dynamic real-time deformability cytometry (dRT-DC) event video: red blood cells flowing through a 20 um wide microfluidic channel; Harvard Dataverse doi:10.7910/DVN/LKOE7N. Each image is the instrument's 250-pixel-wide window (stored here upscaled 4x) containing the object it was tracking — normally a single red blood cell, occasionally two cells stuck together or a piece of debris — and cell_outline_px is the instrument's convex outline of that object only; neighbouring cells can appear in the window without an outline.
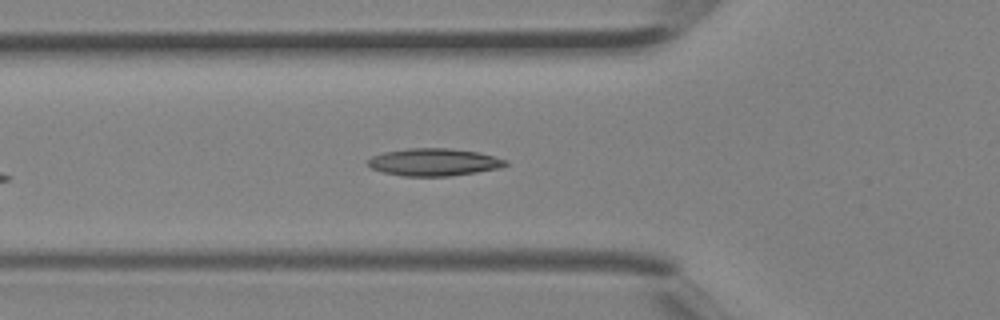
{"species": "Egyptian fruit bat (a non-hibernating species)", "species_latin": "Rousettus aegyptiacus", "temperature_condition": "room temperature", "stored_images_in_passage": 4, "camera_frame_rate_fps": 3000, "um_per_image_px": 0.085, "animal": {"sex": "female"}, "frame": {"image": 1, "passage_image": 4, "time_ms": 1.0, "image_size_px": [1000, 320], "cell_outline_px": [[508, 164], [500, 168], [476, 172], [448, 176], [404, 176], [384, 172], [372, 168], [368, 164], [368, 160], [372, 156], [384, 152], [408, 148], [448, 148], [480, 152], [508, 160]], "centroid_in_image_um": [36.92, 13.77], "position_along_channel_um": 88.9, "area_um2": 21.96}}